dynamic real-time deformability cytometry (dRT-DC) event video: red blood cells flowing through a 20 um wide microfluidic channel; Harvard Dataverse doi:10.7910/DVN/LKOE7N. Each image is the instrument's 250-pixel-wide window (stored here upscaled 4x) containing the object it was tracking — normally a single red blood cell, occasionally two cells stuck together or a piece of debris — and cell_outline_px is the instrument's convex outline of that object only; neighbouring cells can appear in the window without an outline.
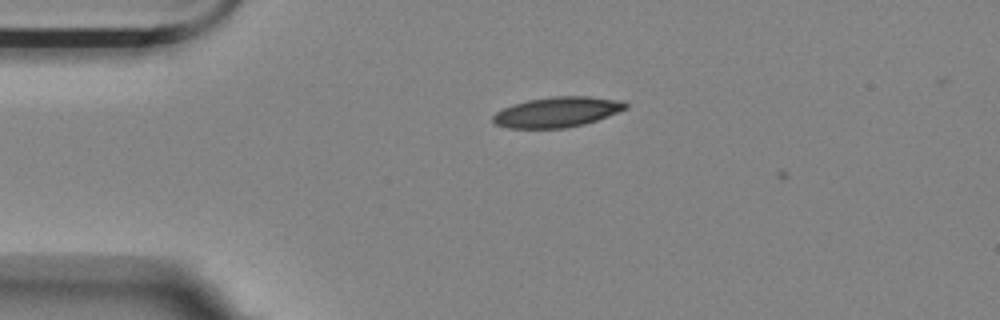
{"species": "Egyptian fruit bat (a non-hibernating species)", "species_latin": "Rousettus aegyptiacus", "temperature_condition": "room temperature", "stored_images_in_passage": 2, "camera_frame_rate_fps": 3000, "um_per_image_px": 0.085, "animal": {"sex": "female"}, "frame": {"image": 1, "passage_image": 1, "time_ms": 0.0, "image_size_px": [1000, 320], "cell_outline_px": [[628, 108], [608, 116], [584, 124], [564, 128], [508, 128], [496, 124], [492, 120], [492, 116], [496, 112], [512, 104], [528, 100], [552, 96], [588, 96], [624, 100], [628, 104]], "centroid_in_image_um": [47.38, 9.51], "position_along_channel_um": 37.6, "area_um2": 23.47}}